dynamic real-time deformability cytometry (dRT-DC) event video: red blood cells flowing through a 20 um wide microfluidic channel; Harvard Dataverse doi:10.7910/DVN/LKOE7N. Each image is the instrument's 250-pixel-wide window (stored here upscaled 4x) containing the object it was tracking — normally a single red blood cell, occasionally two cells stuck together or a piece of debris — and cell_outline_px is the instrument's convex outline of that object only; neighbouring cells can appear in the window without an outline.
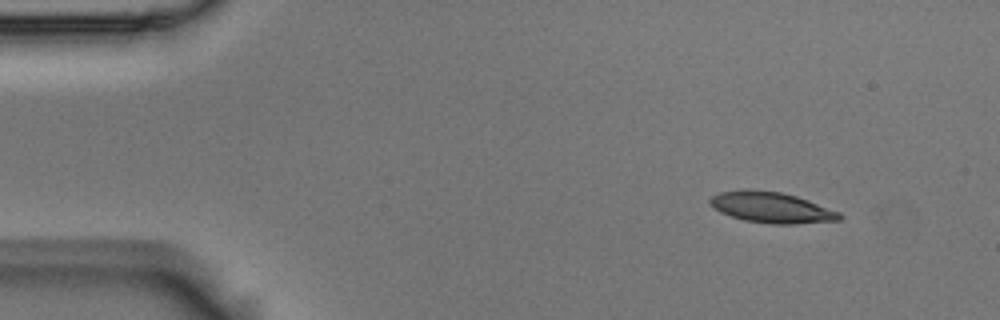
{"species": "Egyptian fruit bat (a non-hibernating species)", "species_latin": "Rousettus aegyptiacus", "temperature_condition": "room temperature", "stored_images_in_passage": 3, "camera_frame_rate_fps": 3000, "um_per_image_px": 0.085, "animal": {"sex": "male"}, "frame": {"image": 1, "passage_image": 1, "time_ms": 0.0, "image_size_px": [1000, 320], "cell_outline_px": [[844, 216], [840, 220], [796, 224], [772, 224], [744, 220], [720, 212], [708, 200], [712, 196], [720, 192], [748, 188], [780, 192], [796, 196], [808, 200], [840, 212]], "centroid_in_image_um": [65.6, 17.63], "position_along_channel_um": 19.4, "area_um2": 23.24}}